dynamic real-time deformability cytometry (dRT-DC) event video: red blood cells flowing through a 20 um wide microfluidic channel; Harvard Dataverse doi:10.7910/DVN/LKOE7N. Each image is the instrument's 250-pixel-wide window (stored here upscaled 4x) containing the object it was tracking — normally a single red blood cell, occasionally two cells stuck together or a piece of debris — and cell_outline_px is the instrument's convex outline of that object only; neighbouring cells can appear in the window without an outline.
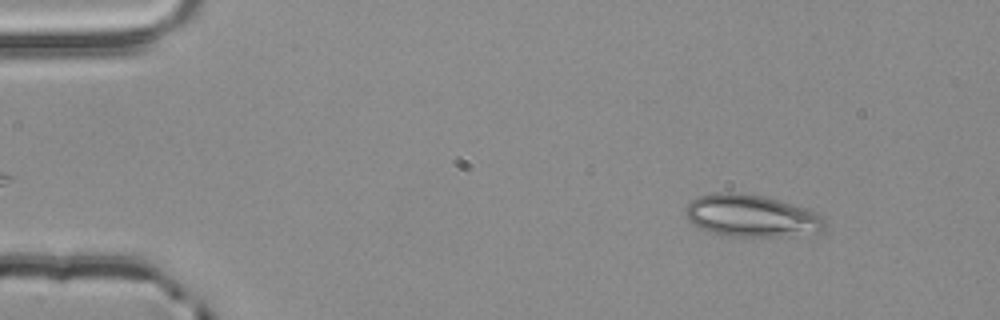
{"species": "common noctule bat (a hibernating species)", "species_latin": "Nyctalus noctula", "temperature_condition": "room temperature", "stored_images_in_passage": 51, "camera_frame_rate_fps": 3000, "um_per_image_px": 0.085, "animal": {"sex": "male", "body_mass_g": 20.4}, "frame": {"image": 1, "passage_image": 3, "time_ms": 0.667, "image_size_px": [1000, 320], "cell_outline_px": [[828, 224], [824, 232], [780, 236], [728, 236], [712, 232], [700, 228], [692, 224], [688, 220], [684, 212], [684, 208], [692, 200], [700, 196], [720, 192], [740, 192], [764, 196], [808, 208], [824, 216]], "centroid_in_image_um": [63.93, 18.34], "position_along_channel_um": 21.1, "area_um2": 34.62}}
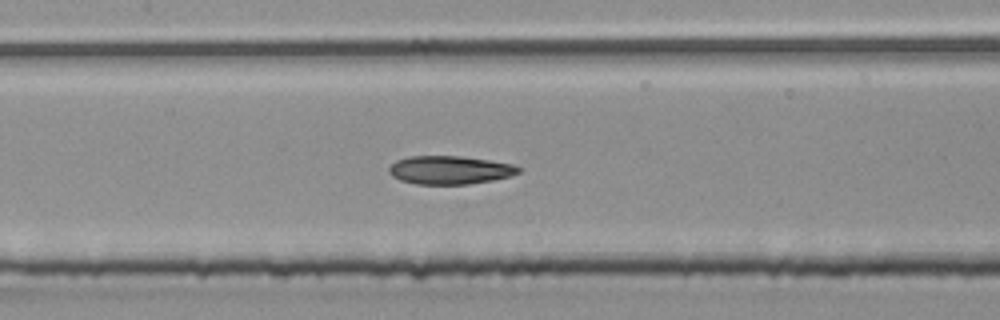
{"frame": {"image": 2, "passage_image": 22, "time_ms": 7.0, "image_size_px": [1000, 320], "cell_outline_px": [[520, 172], [512, 176], [492, 180], [468, 184], [416, 184], [400, 180], [392, 176], [388, 172], [388, 168], [396, 160], [412, 156], [460, 156], [488, 160], [512, 164], [520, 168]], "centroid_in_image_um": [38.22, 14.45], "position_along_channel_um": 169.2, "area_um2": 21.33}}
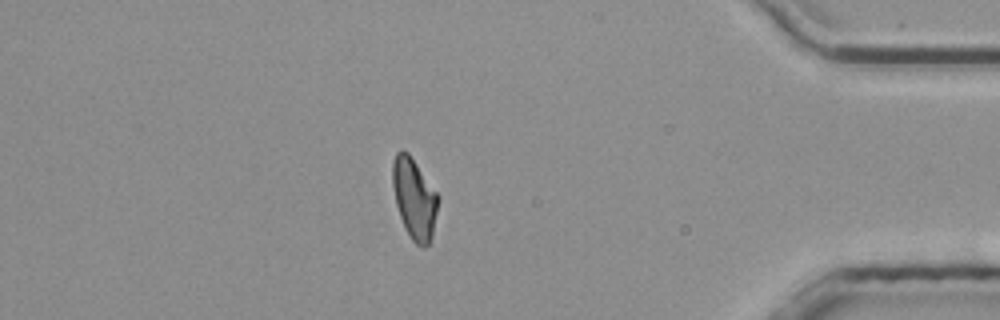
{"frame": {"image": 3, "passage_image": 43, "time_ms": 14.0, "image_size_px": [1000, 320], "cell_outline_px": [[440, 200], [432, 236], [428, 244], [424, 248], [420, 248], [412, 240], [404, 228], [396, 204], [392, 184], [392, 164], [396, 152], [400, 148], [408, 152], [440, 196]], "centroid_in_image_um": [35.23, 16.88], "position_along_channel_um": 400.0, "area_um2": 21.73}, "authors_computed_cell_mechanics": {"area_um2": 21.7328, "velocity_mm_per_s": 3.8708, "shape_relaxation_time_tau1_ms": 9.3851, "shape_relaxation_time_tau2_ms": 3.6514, "deformation_change_tau1": 0.2345, "deformation_change_tau2": 0.1025}}